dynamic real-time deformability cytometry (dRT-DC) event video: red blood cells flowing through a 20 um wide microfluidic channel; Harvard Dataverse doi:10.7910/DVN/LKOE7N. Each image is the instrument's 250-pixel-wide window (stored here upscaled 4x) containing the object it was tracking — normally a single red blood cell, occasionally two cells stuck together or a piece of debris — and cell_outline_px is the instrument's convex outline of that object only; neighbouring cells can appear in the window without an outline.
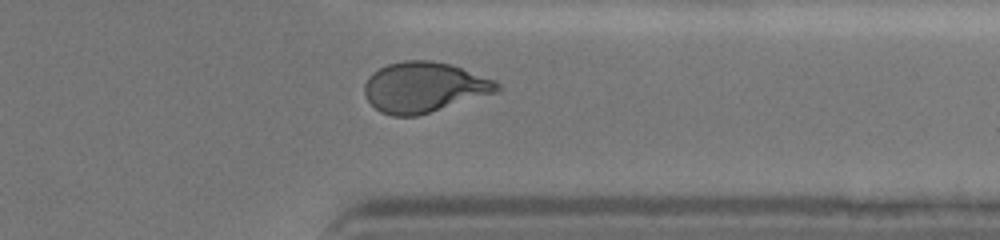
{"species": "human", "species_latin": "Homo sapiens", "temperature_condition": "cold", "stored_images_in_passage": 32, "camera_frame_rate_fps": 3000, "um_per_image_px": 0.085, "donor": {"sex": "female"}, "frame": {"image": 1, "passage_image": 28, "time_ms": 9.0, "image_size_px": [1000, 240], "cell_outline_px": [[504, 88], [500, 92], [416, 116], [392, 116], [380, 112], [368, 100], [364, 92], [364, 84], [368, 76], [372, 72], [388, 64], [404, 60], [432, 60], [448, 64], [496, 80]], "centroid_in_image_um": [36.07, 7.42], "position_along_channel_um": 375.3, "area_um2": 39.07}, "authors_computed_cell_mechanics": {"area_um2": 38.9572, "velocity_mm_per_s": 3.6363, "shape_relaxation_time_tau1_ms": 3.6297, "shape_relaxation_time_tau2_ms": 1.0919, "deformation_change_tau1": 0.1811, "deformation_change_tau2": 0.0719}}